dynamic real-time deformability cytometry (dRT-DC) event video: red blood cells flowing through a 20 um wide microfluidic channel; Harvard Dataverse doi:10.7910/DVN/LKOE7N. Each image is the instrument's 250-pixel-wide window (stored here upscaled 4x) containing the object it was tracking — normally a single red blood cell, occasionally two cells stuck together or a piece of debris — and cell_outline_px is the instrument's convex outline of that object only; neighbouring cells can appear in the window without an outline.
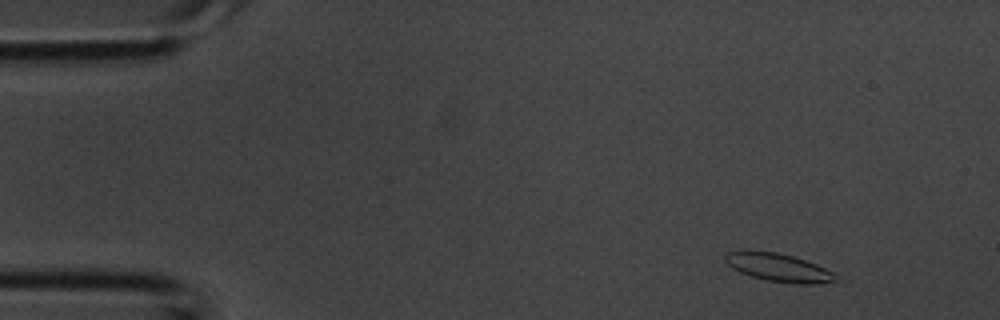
{"species": "common noctule bat (a hibernating species)", "species_latin": "Nyctalus noctula", "temperature_condition": "room temperature", "stored_images_in_passage": 2, "camera_frame_rate_fps": 3000, "um_per_image_px": 0.085, "animal": {"sex": "male", "body_mass_g": 20.1, "forearm_length_mm": 53.5}, "frame": {"image": 1, "passage_image": 1, "time_ms": 0.0, "image_size_px": [1000, 320], "cell_outline_px": [[836, 280], [812, 284], [796, 284], [768, 280], [752, 276], [740, 272], [732, 268], [724, 260], [724, 252], [776, 252], [792, 256], [816, 264], [832, 272]], "centroid_in_image_um": [66.14, 22.75], "position_along_channel_um": 18.9, "area_um2": 17.46}}